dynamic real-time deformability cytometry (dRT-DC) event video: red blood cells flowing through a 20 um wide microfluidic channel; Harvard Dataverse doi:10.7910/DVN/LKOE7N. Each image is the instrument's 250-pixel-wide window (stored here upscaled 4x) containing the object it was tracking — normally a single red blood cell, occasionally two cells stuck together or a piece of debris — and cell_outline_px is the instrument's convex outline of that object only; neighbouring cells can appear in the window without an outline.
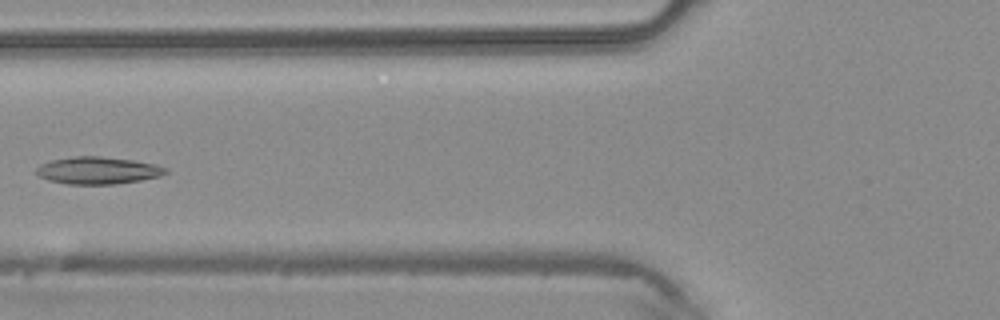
{"species": "common noctule bat (a hibernating species)", "species_latin": "Nyctalus noctula", "temperature_condition": "warm", "stored_images_in_passage": 4, "camera_frame_rate_fps": 3000, "um_per_image_px": 0.085, "animal": {"sex": "male", "body_mass_g": 20.4}, "frame": {"image": 1, "passage_image": 4, "time_ms": 1.0, "image_size_px": [1000, 320], "cell_outline_px": [[168, 172], [160, 176], [140, 180], [116, 184], [68, 184], [48, 180], [40, 176], [36, 172], [36, 168], [40, 164], [52, 160], [72, 156], [100, 156], [132, 160], [156, 164], [168, 168]], "centroid_in_image_um": [8.33, 14.48], "position_along_channel_um": 117.5, "area_um2": 20.52}}